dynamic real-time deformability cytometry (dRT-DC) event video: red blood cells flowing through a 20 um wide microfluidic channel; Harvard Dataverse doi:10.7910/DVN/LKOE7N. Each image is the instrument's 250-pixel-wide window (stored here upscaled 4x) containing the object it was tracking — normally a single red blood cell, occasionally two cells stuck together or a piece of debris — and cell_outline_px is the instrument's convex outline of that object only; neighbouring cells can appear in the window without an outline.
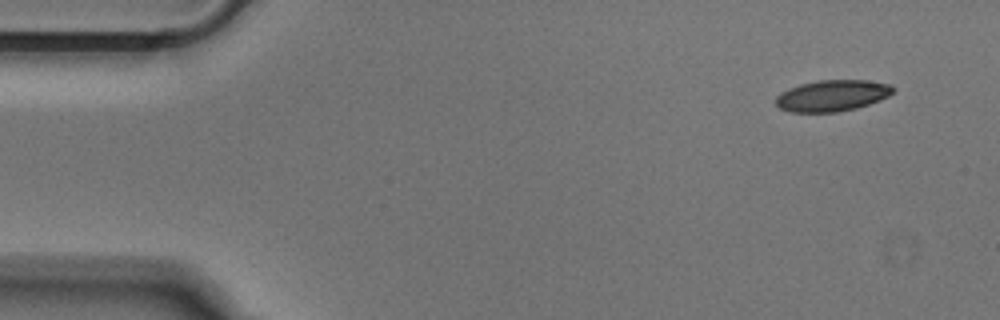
{"species": "Egyptian fruit bat (a non-hibernating species)", "species_latin": "Rousettus aegyptiacus", "temperature_condition": "cold", "stored_images_in_passage": 49, "camera_frame_rate_fps": 3000, "um_per_image_px": 0.085, "animal": {"sex": "male"}, "frame": {"image": 1, "passage_image": 1, "time_ms": 0.0, "image_size_px": [1000, 320], "cell_outline_px": [[892, 92], [888, 96], [880, 100], [856, 108], [836, 112], [788, 112], [780, 108], [776, 104], [776, 96], [780, 92], [788, 88], [800, 84], [820, 80], [868, 80], [892, 84]], "centroid_in_image_um": [70.71, 8.12], "position_along_channel_um": 14.3, "area_um2": 21.39}}
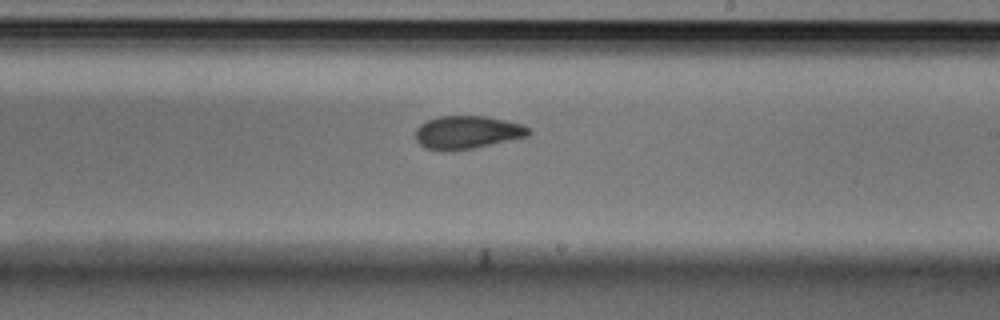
{"frame": {"image": 2, "passage_image": 27, "time_ms": 8.667, "image_size_px": [1000, 320], "cell_outline_px": [[532, 132], [528, 136], [472, 148], [444, 152], [424, 148], [416, 140], [416, 128], [420, 124], [428, 120], [440, 116], [488, 116], [524, 124], [532, 128]], "centroid_in_image_um": [39.73, 11.25], "position_along_channel_um": 249.3, "area_um2": 22.02}}
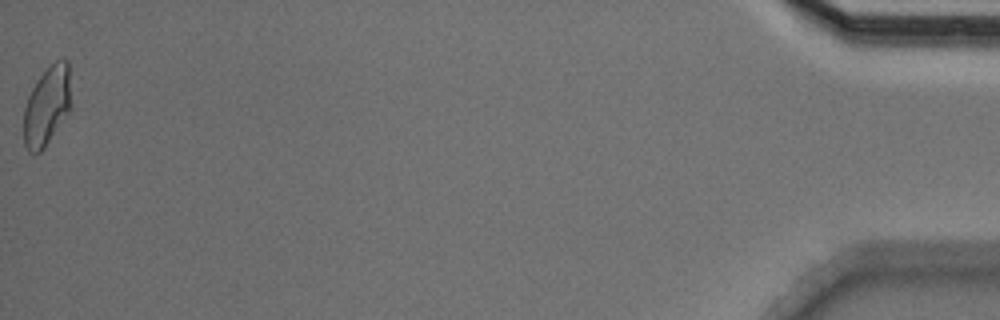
{"frame": {"image": 3, "passage_image": 49, "time_ms": 16.0, "image_size_px": [1000, 320], "cell_outline_px": [[72, 108], [44, 148], [40, 152], [28, 152], [24, 144], [24, 108], [28, 96], [32, 88], [40, 76], [56, 60], [68, 60]], "centroid_in_image_um": [4.01, 9.01], "position_along_channel_um": 431.2, "area_um2": 21.85}}